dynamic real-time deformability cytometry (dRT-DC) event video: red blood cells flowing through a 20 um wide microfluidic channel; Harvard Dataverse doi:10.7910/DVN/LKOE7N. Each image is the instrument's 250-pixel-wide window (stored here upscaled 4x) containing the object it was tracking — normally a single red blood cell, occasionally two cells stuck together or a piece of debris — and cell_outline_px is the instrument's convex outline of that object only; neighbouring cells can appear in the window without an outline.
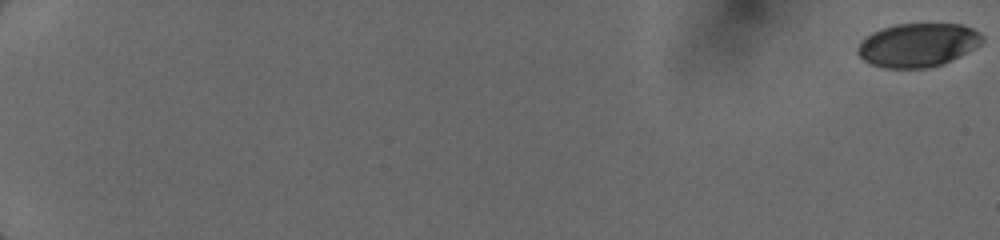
{"species": "human", "species_latin": "Homo sapiens", "temperature_condition": "cold", "stored_images_in_passage": 8, "camera_frame_rate_fps": 3000, "um_per_image_px": 0.085, "donor": {"sex": "female"}, "frame": {"image": 1, "passage_image": 1, "time_ms": 0.0, "image_size_px": [1000, 240], "cell_outline_px": [[984, 40], [976, 48], [944, 64], [928, 68], [884, 68], [872, 64], [864, 60], [856, 52], [856, 48], [860, 40], [864, 36], [872, 32], [896, 24], [960, 24], [972, 28], [980, 32], [984, 36]], "centroid_in_image_um": [78.02, 3.83], "position_along_channel_um": 7.0, "area_um2": 32.02}}
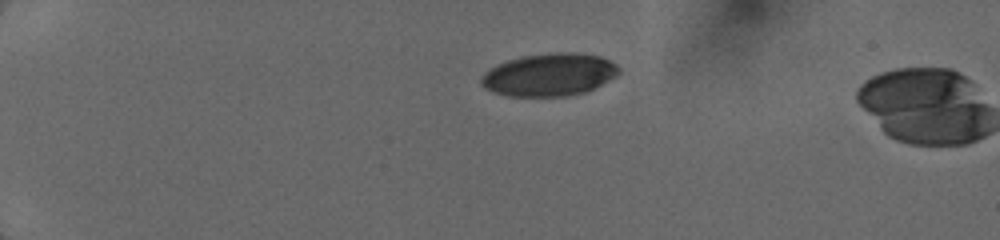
{"frame": {"image": 2, "passage_image": 7, "time_ms": 4.667, "image_size_px": [1000, 240], "cell_outline_px": [[620, 72], [616, 76], [584, 92], [564, 96], [508, 96], [492, 92], [484, 88], [480, 84], [480, 76], [484, 72], [496, 64], [508, 60], [524, 56], [552, 52], [572, 52], [600, 56], [616, 64], [620, 68]], "centroid_in_image_um": [46.64, 6.34], "position_along_channel_um": 38.4, "area_um2": 34.22}}